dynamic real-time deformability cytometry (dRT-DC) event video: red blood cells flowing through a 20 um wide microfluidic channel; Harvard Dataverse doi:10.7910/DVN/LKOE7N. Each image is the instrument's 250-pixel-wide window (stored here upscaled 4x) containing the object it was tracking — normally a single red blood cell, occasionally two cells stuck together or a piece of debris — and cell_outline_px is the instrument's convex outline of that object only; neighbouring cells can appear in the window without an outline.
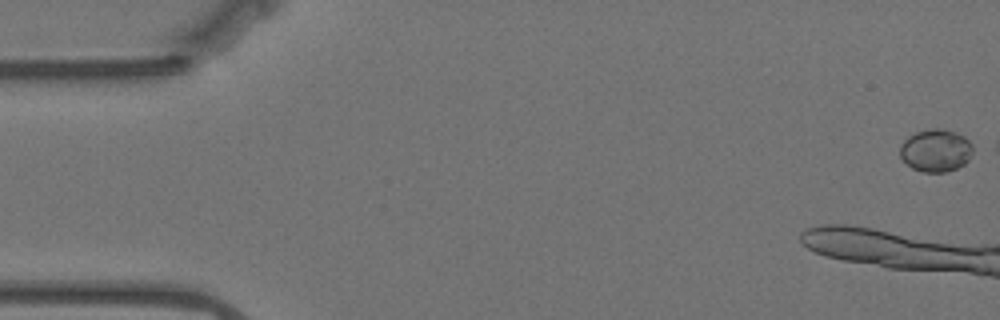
{"species": "Egyptian fruit bat (a non-hibernating species)", "species_latin": "Rousettus aegyptiacus", "temperature_condition": "warm", "stored_images_in_passage": 13, "camera_frame_rate_fps": 3000, "um_per_image_px": 0.085, "animal": {"sex": "female"}, "frame": {"image": 1, "passage_image": 1, "time_ms": 0.0, "image_size_px": [1000, 320], "cell_outline_px": [[972, 152], [968, 160], [964, 164], [956, 168], [944, 172], [924, 172], [912, 168], [900, 156], [900, 144], [908, 136], [916, 132], [932, 128], [940, 128], [956, 132], [964, 136], [972, 144]], "centroid_in_image_um": [79.54, 12.78], "position_along_channel_um": 5.5, "area_um2": 18.03}}